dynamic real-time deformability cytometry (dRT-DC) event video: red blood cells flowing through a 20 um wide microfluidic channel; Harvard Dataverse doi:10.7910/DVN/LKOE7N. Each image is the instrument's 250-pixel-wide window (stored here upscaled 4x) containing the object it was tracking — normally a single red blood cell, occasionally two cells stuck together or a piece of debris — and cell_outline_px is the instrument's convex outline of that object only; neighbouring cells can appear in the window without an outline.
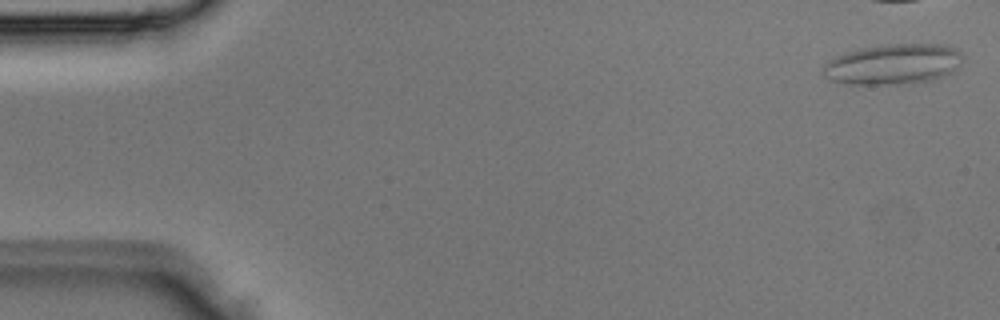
{"species": "Egyptian fruit bat (a non-hibernating species)", "species_latin": "Rousettus aegyptiacus", "temperature_condition": "room temperature", "stored_images_in_passage": 2, "segment_of_instrument_passage": [2, 2], "camera_frame_rate_fps": 3000, "um_per_image_px": 0.085, "animal": {"sex": "male"}, "frame": {"image": 1, "passage_image": 2, "time_ms": 0.333, "image_size_px": [1000, 320], "cell_outline_px": [[964, 56], [956, 72], [932, 80], [900, 84], [844, 84], [828, 80], [824, 76], [824, 64], [832, 56], [860, 48], [888, 44], [940, 44], [952, 48]], "centroid_in_image_um": [75.89, 5.46], "position_along_channel_um": 9.1, "area_um2": 33.23}}